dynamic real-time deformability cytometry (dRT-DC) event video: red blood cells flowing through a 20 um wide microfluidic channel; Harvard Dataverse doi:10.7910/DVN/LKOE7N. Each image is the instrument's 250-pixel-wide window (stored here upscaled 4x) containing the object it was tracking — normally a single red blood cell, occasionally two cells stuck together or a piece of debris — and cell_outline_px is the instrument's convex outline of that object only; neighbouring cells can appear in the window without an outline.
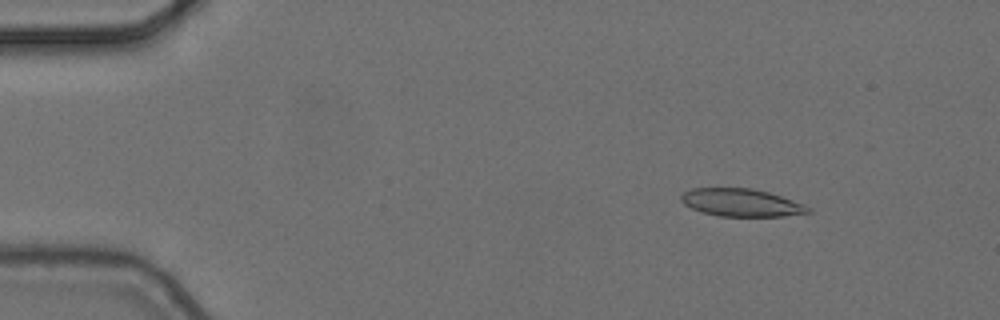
{"species": "common noctule bat (a hibernating species)", "species_latin": "Nyctalus noctula", "temperature_condition": "cold", "stored_images_in_passage": 4, "camera_frame_rate_fps": 3000, "um_per_image_px": 0.085, "animal": {"sex": "female", "body_mass_g": 24.6, "forearm_length_mm": 56.2}, "frame": {"image": 1, "passage_image": 2, "time_ms": 0.333, "image_size_px": [1000, 320], "cell_outline_px": [[812, 212], [784, 216], [720, 216], [700, 212], [684, 204], [680, 200], [680, 196], [684, 192], [692, 188], [752, 188], [768, 192], [804, 204], [812, 208]], "centroid_in_image_um": [63.0, 17.22], "position_along_channel_um": 22.0, "area_um2": 20.52}}